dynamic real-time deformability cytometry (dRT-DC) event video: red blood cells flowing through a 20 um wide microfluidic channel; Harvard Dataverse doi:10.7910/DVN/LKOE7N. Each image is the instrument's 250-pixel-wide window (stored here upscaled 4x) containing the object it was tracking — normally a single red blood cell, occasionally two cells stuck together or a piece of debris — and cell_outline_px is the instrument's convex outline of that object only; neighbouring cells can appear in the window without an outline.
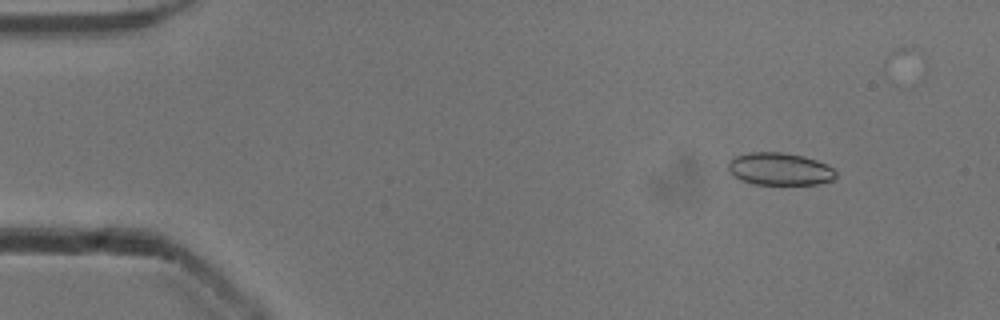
{"species": "common noctule bat (a hibernating species)", "species_latin": "Nyctalus noctula", "temperature_condition": "cold", "stored_images_in_passage": 45, "camera_frame_rate_fps": 3000, "um_per_image_px": 0.085, "animal": {"sex": "male", "body_mass_g": 13.3}, "frame": {"image": 1, "passage_image": 6, "time_ms": 1.667, "image_size_px": [1000, 320], "cell_outline_px": [[836, 176], [832, 180], [816, 184], [756, 184], [740, 180], [728, 168], [728, 160], [732, 156], [748, 152], [784, 152], [804, 156], [816, 160], [832, 168], [836, 172]], "centroid_in_image_um": [66.24, 14.35], "position_along_channel_um": 18.8, "area_um2": 20.35}}
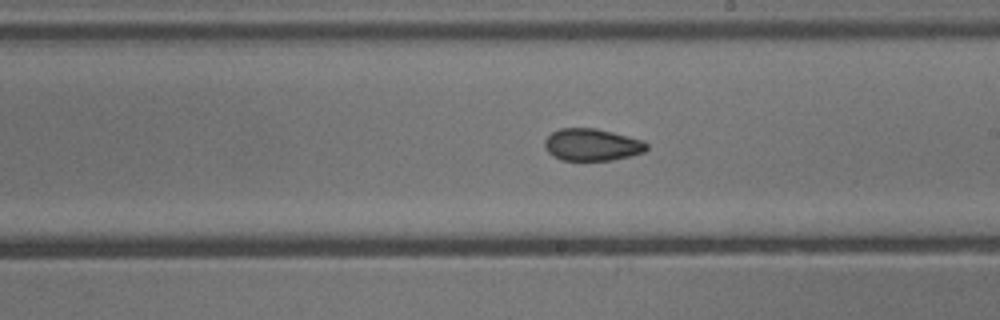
{"frame": {"image": 2, "passage_image": 30, "time_ms": 9.667, "image_size_px": [1000, 320], "cell_outline_px": [[648, 148], [644, 152], [612, 160], [560, 160], [552, 156], [548, 152], [544, 144], [544, 140], [552, 132], [560, 128], [596, 128], [644, 140], [648, 144]], "centroid_in_image_um": [50.31, 12.3], "position_along_channel_um": 238.7, "area_um2": 19.13}}
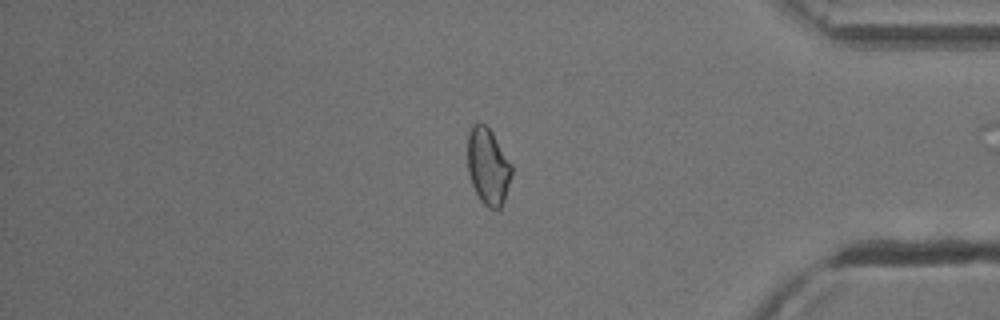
{"frame": {"image": 3, "passage_image": 44, "time_ms": 14.333, "image_size_px": [1000, 320], "cell_outline_px": [[512, 172], [504, 200], [500, 208], [496, 212], [488, 208], [480, 200], [472, 184], [468, 172], [468, 132], [472, 124], [480, 120], [492, 132], [512, 164]], "centroid_in_image_um": [41.48, 14.14], "position_along_channel_um": 393.7, "area_um2": 19.83}}